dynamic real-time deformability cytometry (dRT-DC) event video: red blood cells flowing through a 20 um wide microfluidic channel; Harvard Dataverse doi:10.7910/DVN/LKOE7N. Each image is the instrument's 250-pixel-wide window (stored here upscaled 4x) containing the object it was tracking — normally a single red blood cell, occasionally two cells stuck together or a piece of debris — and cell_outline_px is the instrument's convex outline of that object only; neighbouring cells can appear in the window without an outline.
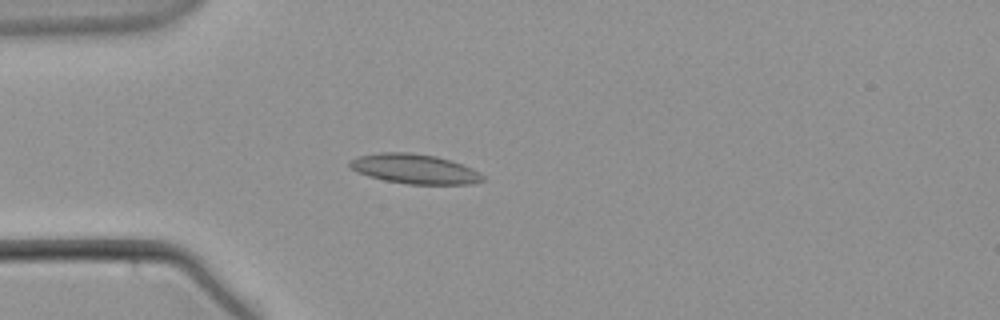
{"species": "common noctule bat (a hibernating species)", "species_latin": "Nyctalus noctula", "temperature_condition": "warm", "stored_images_in_passage": 58, "camera_frame_rate_fps": 3000, "um_per_image_px": 0.085, "animal": {"sex": "male", "body_mass_g": 21.5, "forearm_length_mm": 52.0}, "frame": {"image": 1, "passage_image": 17, "time_ms": 5.333, "image_size_px": [1000, 320], "cell_outline_px": [[488, 180], [472, 184], [408, 184], [384, 180], [368, 176], [356, 172], [348, 164], [348, 160], [356, 156], [380, 152], [412, 152], [436, 156], [472, 168], [480, 172]], "centroid_in_image_um": [35.23, 14.35], "position_along_channel_um": 49.8, "area_um2": 23.24}}
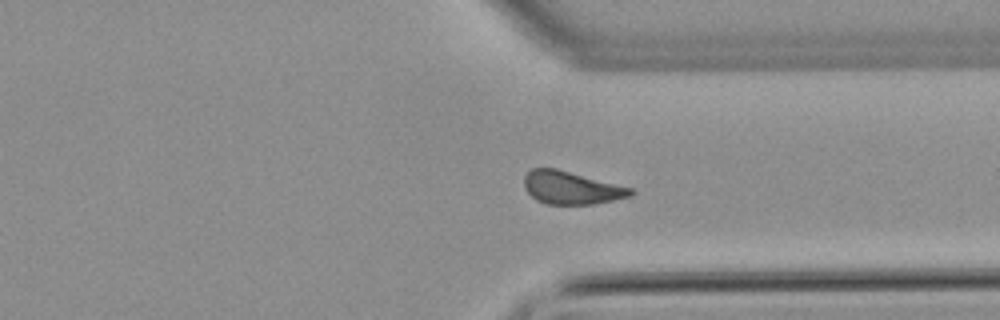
{"frame": {"image": 2, "passage_image": 44, "time_ms": 14.333, "image_size_px": [1000, 320], "cell_outline_px": [[636, 192], [632, 196], [592, 204], [548, 204], [536, 200], [524, 188], [524, 176], [532, 168], [556, 168], [632, 188]], "centroid_in_image_um": [48.56, 15.96], "position_along_channel_um": 362.8, "area_um2": 20.29}}
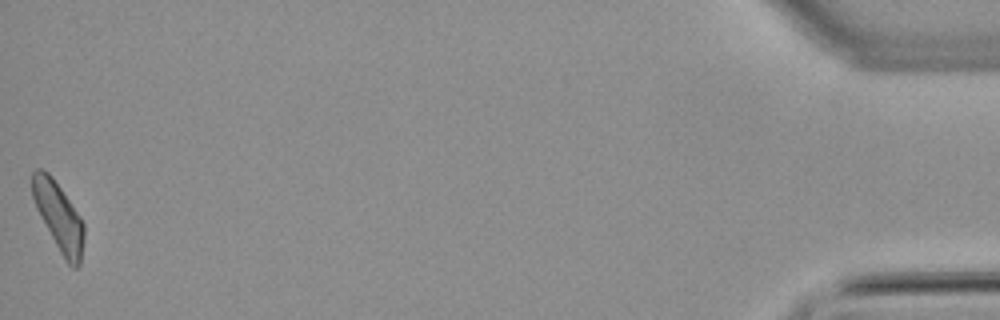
{"frame": {"image": 3, "passage_image": 58, "time_ms": 19.0, "image_size_px": [1000, 320], "cell_outline_px": [[84, 240], [80, 264], [76, 268], [72, 268], [68, 264], [60, 252], [40, 216], [36, 208], [32, 196], [32, 172], [36, 168], [40, 168], [48, 172], [52, 176], [80, 216], [84, 224]], "centroid_in_image_um": [4.99, 18.41], "position_along_channel_um": 430.2, "area_um2": 20.46}}